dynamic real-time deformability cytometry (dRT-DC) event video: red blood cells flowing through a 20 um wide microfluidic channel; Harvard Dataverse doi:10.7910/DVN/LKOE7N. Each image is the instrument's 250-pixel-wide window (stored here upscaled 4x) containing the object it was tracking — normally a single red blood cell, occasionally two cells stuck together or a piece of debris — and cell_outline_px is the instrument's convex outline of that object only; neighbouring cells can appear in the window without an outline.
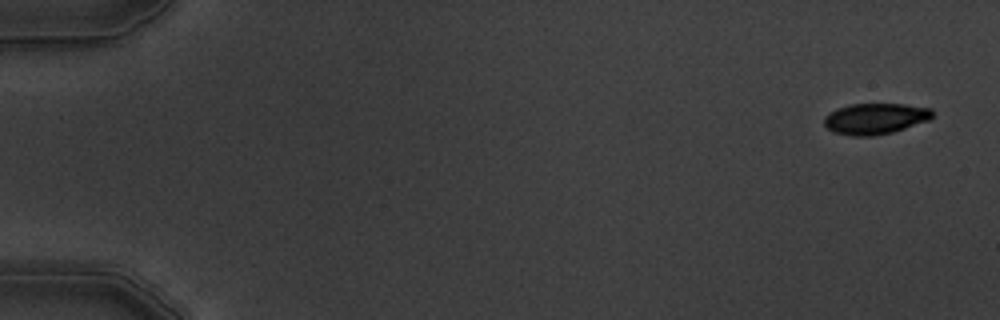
{"species": "common noctule bat (a hibernating species)", "species_latin": "Nyctalus noctula", "temperature_condition": "warm", "stored_images_in_passage": 6, "camera_frame_rate_fps": 3000, "um_per_image_px": 0.085, "animal": {"sex": "male", "body_mass_g": 19.5, "forearm_length_mm": 54.6}, "frame": {"image": 1, "passage_image": 1, "time_ms": 0.0, "image_size_px": [1000, 320], "cell_outline_px": [[932, 116], [928, 120], [892, 132], [872, 136], [852, 136], [832, 132], [824, 124], [824, 116], [828, 112], [836, 108], [848, 104], [904, 104], [932, 108]], "centroid_in_image_um": [74.34, 10.08], "position_along_channel_um": 10.7, "area_um2": 19.59}}
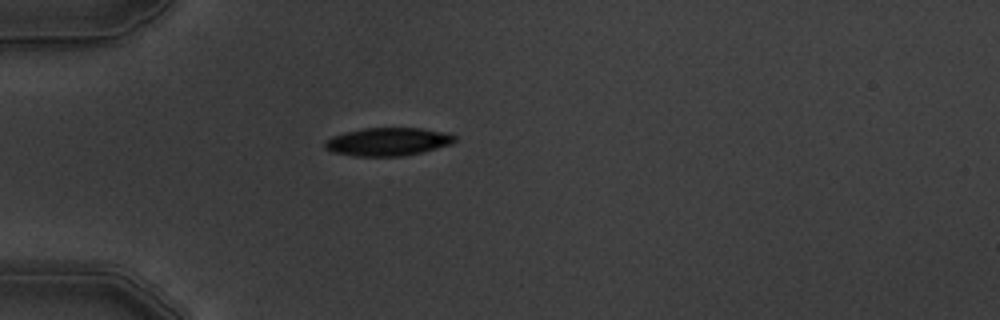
{"frame": {"image": 2, "passage_image": 5, "time_ms": 4.667, "image_size_px": [1000, 320], "cell_outline_px": [[456, 140], [452, 144], [420, 152], [400, 156], [352, 156], [332, 152], [324, 148], [324, 144], [332, 136], [344, 132], [364, 128], [424, 128], [456, 136]], "centroid_in_image_um": [32.93, 12.04], "position_along_channel_um": 52.1, "area_um2": 21.1}}